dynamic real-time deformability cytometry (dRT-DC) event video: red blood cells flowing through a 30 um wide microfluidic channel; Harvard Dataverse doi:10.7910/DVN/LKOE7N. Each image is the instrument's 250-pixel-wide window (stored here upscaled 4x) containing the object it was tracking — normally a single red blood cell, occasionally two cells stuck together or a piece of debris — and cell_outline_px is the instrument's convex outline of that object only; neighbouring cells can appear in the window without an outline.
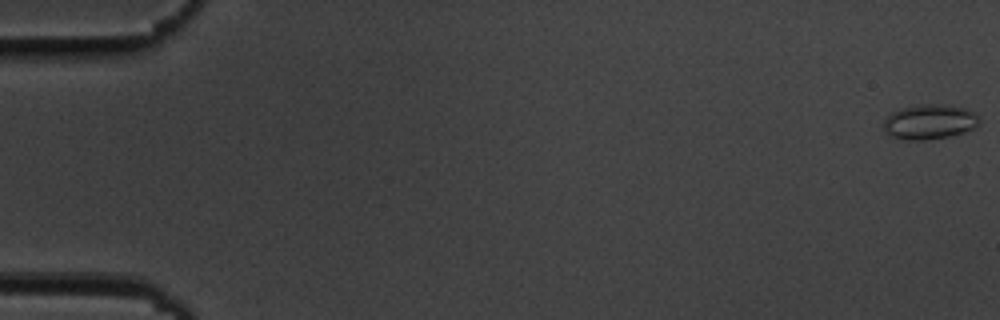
{"species": "common noctule bat (a hibernating species)", "species_latin": "Nyctalus noctula", "temperature_condition": "cold", "stored_images_in_passage": 55, "camera_frame_rate_fps": 3000, "um_per_image_px": 0.085, "animal": {"sex": "male", "body_mass_g": 19.5, "forearm_length_mm": 54.6}, "frame": {"image": 1, "passage_image": 1, "time_ms": 0.0, "image_size_px": [1000, 320], "cell_outline_px": [[980, 120], [972, 128], [964, 132], [948, 136], [924, 140], [908, 140], [888, 136], [884, 128], [884, 116], [900, 108], [920, 104], [944, 104], [964, 108], [972, 112]], "centroid_in_image_um": [78.93, 10.35], "position_along_channel_um": 6.1, "area_um2": 19.36}}
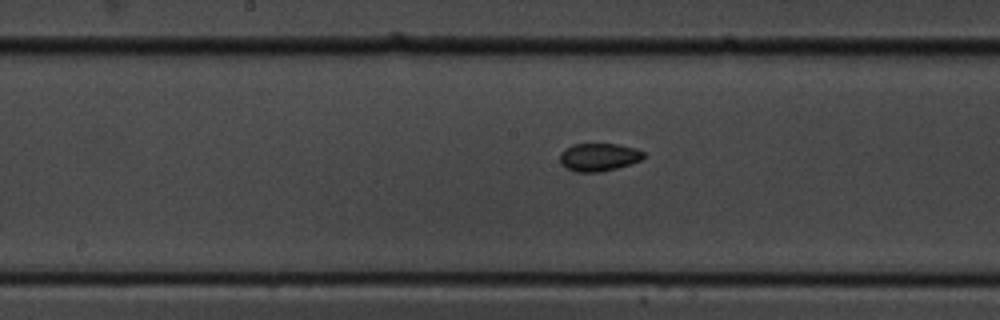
{"frame": {"image": 2, "passage_image": 29, "time_ms": 9.333, "image_size_px": [1000, 320], "cell_outline_px": [[644, 156], [640, 160], [632, 164], [600, 172], [576, 172], [560, 164], [560, 152], [564, 148], [572, 144], [616, 144], [636, 148], [644, 152]], "centroid_in_image_um": [50.88, 13.35], "position_along_channel_um": 197.3, "area_um2": 13.7}}
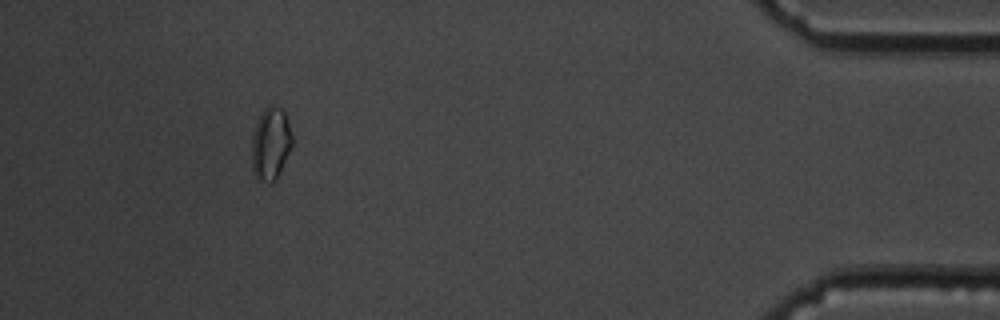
{"frame": {"image": 3, "passage_image": 51, "time_ms": 16.667, "image_size_px": [1000, 320], "cell_outline_px": [[292, 144], [280, 172], [276, 180], [272, 184], [268, 184], [260, 180], [252, 172], [252, 136], [256, 124], [264, 108], [268, 104], [272, 104], [280, 108], [284, 112], [292, 136]], "centroid_in_image_um": [22.99, 12.24], "position_along_channel_um": 412.2, "area_um2": 17.05}, "authors_computed_cell_mechanics": {"area_um2": 14.161, "velocity_mm_per_s": 3.6993, "shape_relaxation_time_tau1_ms": null, "shape_relaxation_time_tau2_ms": 3.2322, "deformation_change_tau1": null, "deformation_change_tau2": 0.0699}}